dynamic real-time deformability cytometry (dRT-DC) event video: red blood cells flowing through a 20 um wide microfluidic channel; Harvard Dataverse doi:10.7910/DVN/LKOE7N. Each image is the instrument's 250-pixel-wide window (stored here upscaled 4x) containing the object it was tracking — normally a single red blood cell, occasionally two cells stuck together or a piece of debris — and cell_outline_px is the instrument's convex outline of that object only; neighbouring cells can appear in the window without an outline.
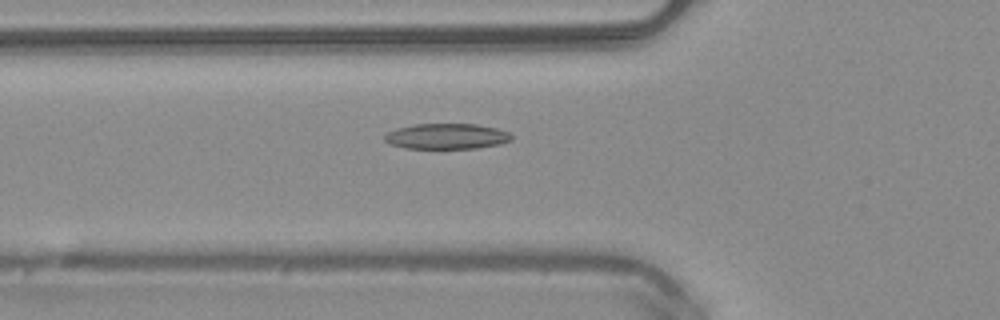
{"species": "common noctule bat (a hibernating species)", "species_latin": "Nyctalus noctula", "temperature_condition": "warm", "stored_images_in_passage": 43, "camera_frame_rate_fps": 3000, "um_per_image_px": 0.085, "animal": {"sex": "male", "body_mass_g": 20.4}, "frame": {"image": 1, "passage_image": 11, "time_ms": 3.333, "image_size_px": [1000, 320], "cell_outline_px": [[512, 140], [500, 144], [476, 148], [404, 148], [388, 144], [384, 140], [384, 136], [388, 132], [396, 128], [412, 124], [476, 124], [496, 128], [508, 132], [512, 136]], "centroid_in_image_um": [37.93, 11.58], "position_along_channel_um": 87.9, "area_um2": 18.96}}
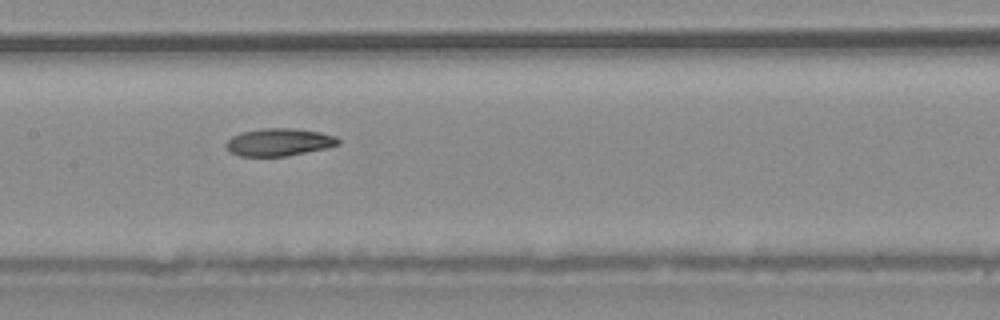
{"frame": {"image": 2, "passage_image": 18, "time_ms": 5.667, "image_size_px": [1000, 320], "cell_outline_px": [[340, 144], [328, 148], [288, 156], [240, 156], [228, 152], [224, 144], [232, 136], [240, 132], [260, 128], [292, 128], [320, 132], [336, 136], [340, 140]], "centroid_in_image_um": [23.7, 12.08], "position_along_channel_um": 183.7, "area_um2": 18.32}}
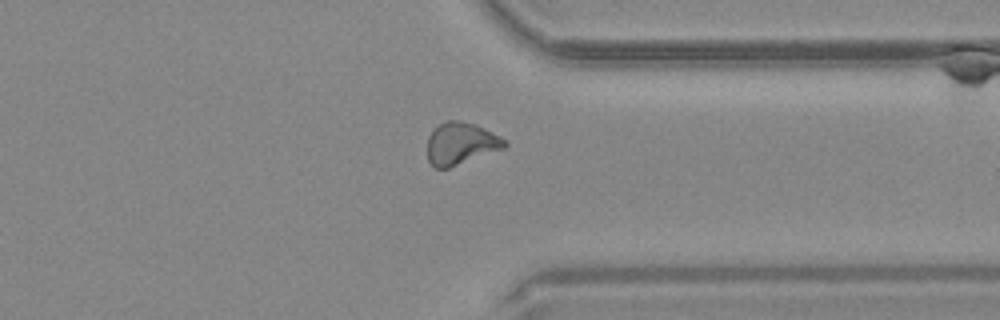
{"frame": {"image": 3, "passage_image": 32, "time_ms": 10.333, "image_size_px": [1000, 320], "cell_outline_px": [[508, 144], [504, 148], [448, 168], [432, 168], [428, 160], [428, 136], [432, 128], [448, 120], [460, 120], [476, 124], [508, 140]], "centroid_in_image_um": [39.16, 12.19], "position_along_channel_um": 372.2, "area_um2": 19.13}, "authors_computed_cell_mechanics": {"area_um2": 18.9006, "velocity_mm_per_s": 4.0867, "shape_relaxation_time_tau1_ms": 6.8114, "shape_relaxation_time_tau2_ms": 6.2637, "deformation_change_tau1": 0.1865, "deformation_change_tau2": 0.1409}}